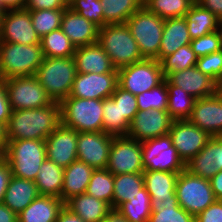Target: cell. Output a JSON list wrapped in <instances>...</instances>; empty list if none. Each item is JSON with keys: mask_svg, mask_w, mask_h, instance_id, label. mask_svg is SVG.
I'll return each instance as SVG.
<instances>
[{"mask_svg": "<svg viewBox=\"0 0 222 222\" xmlns=\"http://www.w3.org/2000/svg\"><path fill=\"white\" fill-rule=\"evenodd\" d=\"M166 86L168 89V114L173 120H188L196 99L182 88L170 83L167 79Z\"/></svg>", "mask_w": 222, "mask_h": 222, "instance_id": "836d02e7", "label": "cell"}, {"mask_svg": "<svg viewBox=\"0 0 222 222\" xmlns=\"http://www.w3.org/2000/svg\"><path fill=\"white\" fill-rule=\"evenodd\" d=\"M40 44L44 57H71L76 50L61 28L44 35Z\"/></svg>", "mask_w": 222, "mask_h": 222, "instance_id": "74e56055", "label": "cell"}, {"mask_svg": "<svg viewBox=\"0 0 222 222\" xmlns=\"http://www.w3.org/2000/svg\"><path fill=\"white\" fill-rule=\"evenodd\" d=\"M56 222H85L78 215L72 213L65 206L60 210Z\"/></svg>", "mask_w": 222, "mask_h": 222, "instance_id": "11a10c76", "label": "cell"}, {"mask_svg": "<svg viewBox=\"0 0 222 222\" xmlns=\"http://www.w3.org/2000/svg\"><path fill=\"white\" fill-rule=\"evenodd\" d=\"M27 0H0L1 8L5 10L23 9Z\"/></svg>", "mask_w": 222, "mask_h": 222, "instance_id": "6f0895ef", "label": "cell"}, {"mask_svg": "<svg viewBox=\"0 0 222 222\" xmlns=\"http://www.w3.org/2000/svg\"><path fill=\"white\" fill-rule=\"evenodd\" d=\"M76 74L73 56L44 57L35 77L51 100L60 103L70 95Z\"/></svg>", "mask_w": 222, "mask_h": 222, "instance_id": "7a4b0ae2", "label": "cell"}, {"mask_svg": "<svg viewBox=\"0 0 222 222\" xmlns=\"http://www.w3.org/2000/svg\"><path fill=\"white\" fill-rule=\"evenodd\" d=\"M43 59L41 44L0 42V77L7 80L35 76Z\"/></svg>", "mask_w": 222, "mask_h": 222, "instance_id": "3957f363", "label": "cell"}, {"mask_svg": "<svg viewBox=\"0 0 222 222\" xmlns=\"http://www.w3.org/2000/svg\"><path fill=\"white\" fill-rule=\"evenodd\" d=\"M111 98L119 104L121 118H126V120L131 123L139 111L136 96L117 85L115 92L111 95Z\"/></svg>", "mask_w": 222, "mask_h": 222, "instance_id": "bcb514c9", "label": "cell"}, {"mask_svg": "<svg viewBox=\"0 0 222 222\" xmlns=\"http://www.w3.org/2000/svg\"><path fill=\"white\" fill-rule=\"evenodd\" d=\"M64 206L85 222H101L112 210L107 202L87 193L71 197L64 203Z\"/></svg>", "mask_w": 222, "mask_h": 222, "instance_id": "4316f807", "label": "cell"}, {"mask_svg": "<svg viewBox=\"0 0 222 222\" xmlns=\"http://www.w3.org/2000/svg\"><path fill=\"white\" fill-rule=\"evenodd\" d=\"M73 59L77 73H118L98 42L76 48Z\"/></svg>", "mask_w": 222, "mask_h": 222, "instance_id": "603a6c76", "label": "cell"}, {"mask_svg": "<svg viewBox=\"0 0 222 222\" xmlns=\"http://www.w3.org/2000/svg\"><path fill=\"white\" fill-rule=\"evenodd\" d=\"M118 73H77L68 97L104 100L115 92Z\"/></svg>", "mask_w": 222, "mask_h": 222, "instance_id": "e0dca14e", "label": "cell"}, {"mask_svg": "<svg viewBox=\"0 0 222 222\" xmlns=\"http://www.w3.org/2000/svg\"><path fill=\"white\" fill-rule=\"evenodd\" d=\"M144 171L182 172L185 164L179 158L169 134L141 142Z\"/></svg>", "mask_w": 222, "mask_h": 222, "instance_id": "30bf717a", "label": "cell"}, {"mask_svg": "<svg viewBox=\"0 0 222 222\" xmlns=\"http://www.w3.org/2000/svg\"><path fill=\"white\" fill-rule=\"evenodd\" d=\"M98 43L116 69L144 59L126 23L100 27Z\"/></svg>", "mask_w": 222, "mask_h": 222, "instance_id": "277c9868", "label": "cell"}, {"mask_svg": "<svg viewBox=\"0 0 222 222\" xmlns=\"http://www.w3.org/2000/svg\"><path fill=\"white\" fill-rule=\"evenodd\" d=\"M168 134L184 164L196 156L212 138L189 120H174Z\"/></svg>", "mask_w": 222, "mask_h": 222, "instance_id": "4fadbf2b", "label": "cell"}, {"mask_svg": "<svg viewBox=\"0 0 222 222\" xmlns=\"http://www.w3.org/2000/svg\"><path fill=\"white\" fill-rule=\"evenodd\" d=\"M78 132L60 124L46 139V158L65 168L77 160Z\"/></svg>", "mask_w": 222, "mask_h": 222, "instance_id": "ac0fdd59", "label": "cell"}, {"mask_svg": "<svg viewBox=\"0 0 222 222\" xmlns=\"http://www.w3.org/2000/svg\"><path fill=\"white\" fill-rule=\"evenodd\" d=\"M216 94L222 100V80L216 85Z\"/></svg>", "mask_w": 222, "mask_h": 222, "instance_id": "94428289", "label": "cell"}, {"mask_svg": "<svg viewBox=\"0 0 222 222\" xmlns=\"http://www.w3.org/2000/svg\"><path fill=\"white\" fill-rule=\"evenodd\" d=\"M113 135L104 132H78L77 160L94 169H105Z\"/></svg>", "mask_w": 222, "mask_h": 222, "instance_id": "9a60e30c", "label": "cell"}, {"mask_svg": "<svg viewBox=\"0 0 222 222\" xmlns=\"http://www.w3.org/2000/svg\"><path fill=\"white\" fill-rule=\"evenodd\" d=\"M185 170L207 180L222 171V137H212L206 146L185 164Z\"/></svg>", "mask_w": 222, "mask_h": 222, "instance_id": "ffe728a7", "label": "cell"}, {"mask_svg": "<svg viewBox=\"0 0 222 222\" xmlns=\"http://www.w3.org/2000/svg\"><path fill=\"white\" fill-rule=\"evenodd\" d=\"M101 222H128L116 209H112Z\"/></svg>", "mask_w": 222, "mask_h": 222, "instance_id": "680465c9", "label": "cell"}, {"mask_svg": "<svg viewBox=\"0 0 222 222\" xmlns=\"http://www.w3.org/2000/svg\"><path fill=\"white\" fill-rule=\"evenodd\" d=\"M6 126L0 124V146H7Z\"/></svg>", "mask_w": 222, "mask_h": 222, "instance_id": "91938a15", "label": "cell"}, {"mask_svg": "<svg viewBox=\"0 0 222 222\" xmlns=\"http://www.w3.org/2000/svg\"><path fill=\"white\" fill-rule=\"evenodd\" d=\"M175 193L179 205L196 217L216 201L210 180L184 170L178 174Z\"/></svg>", "mask_w": 222, "mask_h": 222, "instance_id": "ba28073f", "label": "cell"}, {"mask_svg": "<svg viewBox=\"0 0 222 222\" xmlns=\"http://www.w3.org/2000/svg\"><path fill=\"white\" fill-rule=\"evenodd\" d=\"M68 7L88 21L96 24L99 28L107 25L104 22V13L100 0H73Z\"/></svg>", "mask_w": 222, "mask_h": 222, "instance_id": "ee69618b", "label": "cell"}, {"mask_svg": "<svg viewBox=\"0 0 222 222\" xmlns=\"http://www.w3.org/2000/svg\"><path fill=\"white\" fill-rule=\"evenodd\" d=\"M4 14V10H0V39H1V26H2V16Z\"/></svg>", "mask_w": 222, "mask_h": 222, "instance_id": "be15d7a7", "label": "cell"}, {"mask_svg": "<svg viewBox=\"0 0 222 222\" xmlns=\"http://www.w3.org/2000/svg\"><path fill=\"white\" fill-rule=\"evenodd\" d=\"M64 10H30L32 25L40 38L53 30L61 28Z\"/></svg>", "mask_w": 222, "mask_h": 222, "instance_id": "b9f144b4", "label": "cell"}, {"mask_svg": "<svg viewBox=\"0 0 222 222\" xmlns=\"http://www.w3.org/2000/svg\"><path fill=\"white\" fill-rule=\"evenodd\" d=\"M168 89L166 78L155 88L136 95L139 110H161L167 111L168 108Z\"/></svg>", "mask_w": 222, "mask_h": 222, "instance_id": "7bdbcfd3", "label": "cell"}, {"mask_svg": "<svg viewBox=\"0 0 222 222\" xmlns=\"http://www.w3.org/2000/svg\"><path fill=\"white\" fill-rule=\"evenodd\" d=\"M94 170L93 167L79 160L65 167L60 199L65 203L73 196L86 193Z\"/></svg>", "mask_w": 222, "mask_h": 222, "instance_id": "d4e9b609", "label": "cell"}, {"mask_svg": "<svg viewBox=\"0 0 222 222\" xmlns=\"http://www.w3.org/2000/svg\"><path fill=\"white\" fill-rule=\"evenodd\" d=\"M66 7L61 0H27L24 8L27 10H56Z\"/></svg>", "mask_w": 222, "mask_h": 222, "instance_id": "f907efd6", "label": "cell"}, {"mask_svg": "<svg viewBox=\"0 0 222 222\" xmlns=\"http://www.w3.org/2000/svg\"><path fill=\"white\" fill-rule=\"evenodd\" d=\"M166 79L173 85L182 88L195 99L216 94L217 83L203 74L196 66L171 73Z\"/></svg>", "mask_w": 222, "mask_h": 222, "instance_id": "7402d4cb", "label": "cell"}, {"mask_svg": "<svg viewBox=\"0 0 222 222\" xmlns=\"http://www.w3.org/2000/svg\"><path fill=\"white\" fill-rule=\"evenodd\" d=\"M190 46L198 58L220 51L222 49L221 29L208 35L191 40Z\"/></svg>", "mask_w": 222, "mask_h": 222, "instance_id": "f6af8a7d", "label": "cell"}, {"mask_svg": "<svg viewBox=\"0 0 222 222\" xmlns=\"http://www.w3.org/2000/svg\"><path fill=\"white\" fill-rule=\"evenodd\" d=\"M151 210L148 222H195V217L179 205L176 195L163 201L151 199Z\"/></svg>", "mask_w": 222, "mask_h": 222, "instance_id": "1f68e13d", "label": "cell"}, {"mask_svg": "<svg viewBox=\"0 0 222 222\" xmlns=\"http://www.w3.org/2000/svg\"><path fill=\"white\" fill-rule=\"evenodd\" d=\"M116 210L128 222H148L152 213L151 198L146 188L143 187L129 201L120 204Z\"/></svg>", "mask_w": 222, "mask_h": 222, "instance_id": "d6a6232c", "label": "cell"}, {"mask_svg": "<svg viewBox=\"0 0 222 222\" xmlns=\"http://www.w3.org/2000/svg\"><path fill=\"white\" fill-rule=\"evenodd\" d=\"M11 176H12L11 166L5 160L0 164V204L3 201L4 194L8 187V183Z\"/></svg>", "mask_w": 222, "mask_h": 222, "instance_id": "816d5d0a", "label": "cell"}, {"mask_svg": "<svg viewBox=\"0 0 222 222\" xmlns=\"http://www.w3.org/2000/svg\"><path fill=\"white\" fill-rule=\"evenodd\" d=\"M61 124L59 102L35 109L12 110L6 125L7 140H44Z\"/></svg>", "mask_w": 222, "mask_h": 222, "instance_id": "6da1fadb", "label": "cell"}, {"mask_svg": "<svg viewBox=\"0 0 222 222\" xmlns=\"http://www.w3.org/2000/svg\"><path fill=\"white\" fill-rule=\"evenodd\" d=\"M106 24H123L143 5L142 0H100Z\"/></svg>", "mask_w": 222, "mask_h": 222, "instance_id": "d590c367", "label": "cell"}, {"mask_svg": "<svg viewBox=\"0 0 222 222\" xmlns=\"http://www.w3.org/2000/svg\"><path fill=\"white\" fill-rule=\"evenodd\" d=\"M184 18L192 40L220 30L221 20L196 2L184 15Z\"/></svg>", "mask_w": 222, "mask_h": 222, "instance_id": "f1b7e54d", "label": "cell"}, {"mask_svg": "<svg viewBox=\"0 0 222 222\" xmlns=\"http://www.w3.org/2000/svg\"><path fill=\"white\" fill-rule=\"evenodd\" d=\"M174 120L167 111L139 110L130 123L127 136L143 142L167 135Z\"/></svg>", "mask_w": 222, "mask_h": 222, "instance_id": "2e32d148", "label": "cell"}, {"mask_svg": "<svg viewBox=\"0 0 222 222\" xmlns=\"http://www.w3.org/2000/svg\"><path fill=\"white\" fill-rule=\"evenodd\" d=\"M60 105L62 125L77 132H103V100L67 97Z\"/></svg>", "mask_w": 222, "mask_h": 222, "instance_id": "52a82bcc", "label": "cell"}, {"mask_svg": "<svg viewBox=\"0 0 222 222\" xmlns=\"http://www.w3.org/2000/svg\"><path fill=\"white\" fill-rule=\"evenodd\" d=\"M195 222H222V200H216L195 217Z\"/></svg>", "mask_w": 222, "mask_h": 222, "instance_id": "c3c4849f", "label": "cell"}, {"mask_svg": "<svg viewBox=\"0 0 222 222\" xmlns=\"http://www.w3.org/2000/svg\"><path fill=\"white\" fill-rule=\"evenodd\" d=\"M118 85L133 95L157 87L164 81L161 64L156 59H146L117 69Z\"/></svg>", "mask_w": 222, "mask_h": 222, "instance_id": "9c48e42d", "label": "cell"}, {"mask_svg": "<svg viewBox=\"0 0 222 222\" xmlns=\"http://www.w3.org/2000/svg\"><path fill=\"white\" fill-rule=\"evenodd\" d=\"M63 177L64 168L46 158L40 166L34 182L40 195L60 198Z\"/></svg>", "mask_w": 222, "mask_h": 222, "instance_id": "4dcf8cb0", "label": "cell"}, {"mask_svg": "<svg viewBox=\"0 0 222 222\" xmlns=\"http://www.w3.org/2000/svg\"><path fill=\"white\" fill-rule=\"evenodd\" d=\"M197 59L198 57L192 51L190 44L181 46L176 52L160 61L164 78H167L171 73L196 66Z\"/></svg>", "mask_w": 222, "mask_h": 222, "instance_id": "60d3db41", "label": "cell"}, {"mask_svg": "<svg viewBox=\"0 0 222 222\" xmlns=\"http://www.w3.org/2000/svg\"><path fill=\"white\" fill-rule=\"evenodd\" d=\"M188 120L210 136L222 137V100L217 94L196 99Z\"/></svg>", "mask_w": 222, "mask_h": 222, "instance_id": "d6986e66", "label": "cell"}, {"mask_svg": "<svg viewBox=\"0 0 222 222\" xmlns=\"http://www.w3.org/2000/svg\"><path fill=\"white\" fill-rule=\"evenodd\" d=\"M114 175L105 169H95L86 193L107 202L113 209Z\"/></svg>", "mask_w": 222, "mask_h": 222, "instance_id": "f35d334b", "label": "cell"}, {"mask_svg": "<svg viewBox=\"0 0 222 222\" xmlns=\"http://www.w3.org/2000/svg\"><path fill=\"white\" fill-rule=\"evenodd\" d=\"M61 1L67 7L73 2V0H61Z\"/></svg>", "mask_w": 222, "mask_h": 222, "instance_id": "e7e4bbea", "label": "cell"}, {"mask_svg": "<svg viewBox=\"0 0 222 222\" xmlns=\"http://www.w3.org/2000/svg\"><path fill=\"white\" fill-rule=\"evenodd\" d=\"M0 222H18L17 214L5 204H0Z\"/></svg>", "mask_w": 222, "mask_h": 222, "instance_id": "9f6ffc18", "label": "cell"}, {"mask_svg": "<svg viewBox=\"0 0 222 222\" xmlns=\"http://www.w3.org/2000/svg\"><path fill=\"white\" fill-rule=\"evenodd\" d=\"M61 29L76 48L98 42L99 27L69 7L64 10Z\"/></svg>", "mask_w": 222, "mask_h": 222, "instance_id": "44dd1931", "label": "cell"}, {"mask_svg": "<svg viewBox=\"0 0 222 222\" xmlns=\"http://www.w3.org/2000/svg\"><path fill=\"white\" fill-rule=\"evenodd\" d=\"M144 187L143 173H124L114 175L113 209L139 194Z\"/></svg>", "mask_w": 222, "mask_h": 222, "instance_id": "e575fe53", "label": "cell"}, {"mask_svg": "<svg viewBox=\"0 0 222 222\" xmlns=\"http://www.w3.org/2000/svg\"><path fill=\"white\" fill-rule=\"evenodd\" d=\"M11 111L7 89L4 80L0 77V124L7 125Z\"/></svg>", "mask_w": 222, "mask_h": 222, "instance_id": "681fc988", "label": "cell"}, {"mask_svg": "<svg viewBox=\"0 0 222 222\" xmlns=\"http://www.w3.org/2000/svg\"><path fill=\"white\" fill-rule=\"evenodd\" d=\"M180 172L144 171V187L151 199H171L176 195L177 177Z\"/></svg>", "mask_w": 222, "mask_h": 222, "instance_id": "f546056e", "label": "cell"}, {"mask_svg": "<svg viewBox=\"0 0 222 222\" xmlns=\"http://www.w3.org/2000/svg\"><path fill=\"white\" fill-rule=\"evenodd\" d=\"M210 183L216 200H222V171H218L210 179Z\"/></svg>", "mask_w": 222, "mask_h": 222, "instance_id": "db71d44e", "label": "cell"}, {"mask_svg": "<svg viewBox=\"0 0 222 222\" xmlns=\"http://www.w3.org/2000/svg\"><path fill=\"white\" fill-rule=\"evenodd\" d=\"M196 67L216 83L222 80V49L218 52L199 57Z\"/></svg>", "mask_w": 222, "mask_h": 222, "instance_id": "7dc6e473", "label": "cell"}, {"mask_svg": "<svg viewBox=\"0 0 222 222\" xmlns=\"http://www.w3.org/2000/svg\"><path fill=\"white\" fill-rule=\"evenodd\" d=\"M11 110L35 109L53 103L35 76L4 80Z\"/></svg>", "mask_w": 222, "mask_h": 222, "instance_id": "8fae6325", "label": "cell"}, {"mask_svg": "<svg viewBox=\"0 0 222 222\" xmlns=\"http://www.w3.org/2000/svg\"><path fill=\"white\" fill-rule=\"evenodd\" d=\"M106 169L113 175L143 173L141 142L128 136H113Z\"/></svg>", "mask_w": 222, "mask_h": 222, "instance_id": "7c38bea8", "label": "cell"}, {"mask_svg": "<svg viewBox=\"0 0 222 222\" xmlns=\"http://www.w3.org/2000/svg\"><path fill=\"white\" fill-rule=\"evenodd\" d=\"M39 195L34 181L11 176L2 203L18 215Z\"/></svg>", "mask_w": 222, "mask_h": 222, "instance_id": "484cf974", "label": "cell"}, {"mask_svg": "<svg viewBox=\"0 0 222 222\" xmlns=\"http://www.w3.org/2000/svg\"><path fill=\"white\" fill-rule=\"evenodd\" d=\"M195 2L222 20V0H195Z\"/></svg>", "mask_w": 222, "mask_h": 222, "instance_id": "f5cc1de1", "label": "cell"}, {"mask_svg": "<svg viewBox=\"0 0 222 222\" xmlns=\"http://www.w3.org/2000/svg\"><path fill=\"white\" fill-rule=\"evenodd\" d=\"M195 0H143V5L162 19L184 17Z\"/></svg>", "mask_w": 222, "mask_h": 222, "instance_id": "ab89813d", "label": "cell"}, {"mask_svg": "<svg viewBox=\"0 0 222 222\" xmlns=\"http://www.w3.org/2000/svg\"><path fill=\"white\" fill-rule=\"evenodd\" d=\"M64 202L54 196L39 195L17 215L18 222H56Z\"/></svg>", "mask_w": 222, "mask_h": 222, "instance_id": "cb8c5ba5", "label": "cell"}, {"mask_svg": "<svg viewBox=\"0 0 222 222\" xmlns=\"http://www.w3.org/2000/svg\"><path fill=\"white\" fill-rule=\"evenodd\" d=\"M220 29H221V31H222V20H221V22H220Z\"/></svg>", "mask_w": 222, "mask_h": 222, "instance_id": "03108f58", "label": "cell"}, {"mask_svg": "<svg viewBox=\"0 0 222 222\" xmlns=\"http://www.w3.org/2000/svg\"><path fill=\"white\" fill-rule=\"evenodd\" d=\"M45 159L46 146L44 140H8L5 160L11 166L12 176L35 181Z\"/></svg>", "mask_w": 222, "mask_h": 222, "instance_id": "5b68a950", "label": "cell"}, {"mask_svg": "<svg viewBox=\"0 0 222 222\" xmlns=\"http://www.w3.org/2000/svg\"><path fill=\"white\" fill-rule=\"evenodd\" d=\"M0 42L40 44L41 38L32 25L30 10L23 8L4 11Z\"/></svg>", "mask_w": 222, "mask_h": 222, "instance_id": "5bb4252c", "label": "cell"}, {"mask_svg": "<svg viewBox=\"0 0 222 222\" xmlns=\"http://www.w3.org/2000/svg\"><path fill=\"white\" fill-rule=\"evenodd\" d=\"M165 20L142 5L127 21L143 58L159 61Z\"/></svg>", "mask_w": 222, "mask_h": 222, "instance_id": "8992f818", "label": "cell"}, {"mask_svg": "<svg viewBox=\"0 0 222 222\" xmlns=\"http://www.w3.org/2000/svg\"><path fill=\"white\" fill-rule=\"evenodd\" d=\"M191 37L184 17L165 19L159 62L166 56L176 52L181 46L189 45Z\"/></svg>", "mask_w": 222, "mask_h": 222, "instance_id": "83f0119b", "label": "cell"}, {"mask_svg": "<svg viewBox=\"0 0 222 222\" xmlns=\"http://www.w3.org/2000/svg\"><path fill=\"white\" fill-rule=\"evenodd\" d=\"M7 146H0V164L5 161V150Z\"/></svg>", "mask_w": 222, "mask_h": 222, "instance_id": "6125c7cd", "label": "cell"}, {"mask_svg": "<svg viewBox=\"0 0 222 222\" xmlns=\"http://www.w3.org/2000/svg\"><path fill=\"white\" fill-rule=\"evenodd\" d=\"M103 132L113 136H127L130 123L121 118V110L111 97L103 100Z\"/></svg>", "mask_w": 222, "mask_h": 222, "instance_id": "8d00e7d4", "label": "cell"}]
</instances>
